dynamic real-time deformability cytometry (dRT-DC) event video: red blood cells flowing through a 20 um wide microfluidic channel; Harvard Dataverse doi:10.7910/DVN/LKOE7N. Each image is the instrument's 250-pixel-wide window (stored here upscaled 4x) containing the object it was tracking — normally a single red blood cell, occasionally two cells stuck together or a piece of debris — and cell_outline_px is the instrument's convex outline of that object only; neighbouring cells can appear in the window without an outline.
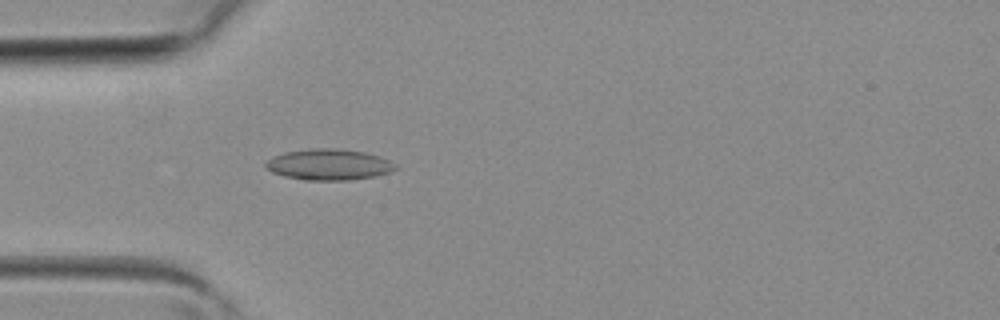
{"species": "common noctule bat (a hibernating species)", "species_latin": "Nyctalus noctula", "temperature_condition": "room temperature", "stored_images_in_passage": 3, "camera_frame_rate_fps": 3000, "um_per_image_px": 0.085, "animal": {"sex": "female", "body_mass_g": 19.3, "forearm_length_mm": 54.1}, "frame": {"image": 1, "passage_image": 2, "time_ms": 0.333, "image_size_px": [1000, 320], "cell_outline_px": [[400, 168], [388, 172], [372, 176], [348, 180], [304, 180], [284, 176], [272, 172], [264, 164], [272, 156], [284, 152], [312, 148], [336, 148], [364, 152], [380, 156], [396, 164]], "centroid_in_image_um": [27.94, 13.98], "position_along_channel_um": 57.1, "area_um2": 23.41}}